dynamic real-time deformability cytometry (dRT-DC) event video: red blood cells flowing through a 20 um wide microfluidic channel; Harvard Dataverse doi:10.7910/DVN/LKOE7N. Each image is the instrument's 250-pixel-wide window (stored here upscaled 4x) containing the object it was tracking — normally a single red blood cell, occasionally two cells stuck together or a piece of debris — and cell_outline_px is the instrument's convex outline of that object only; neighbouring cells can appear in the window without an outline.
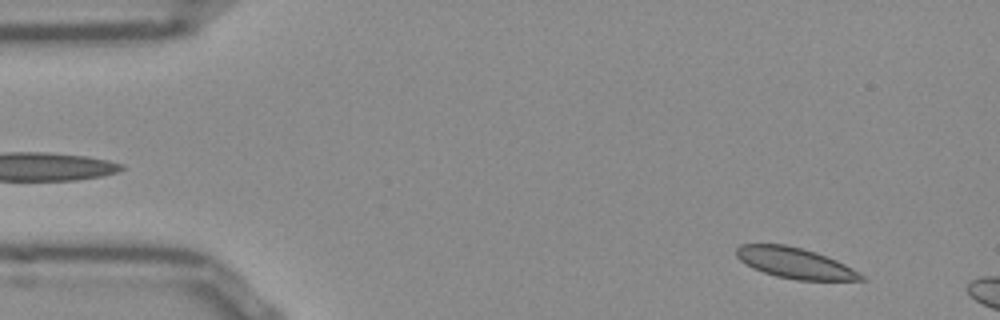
{"species": "Egyptian fruit bat (a non-hibernating species)", "species_latin": "Rousettus aegyptiacus", "temperature_condition": "room temperature", "stored_images_in_passage": 9, "camera_frame_rate_fps": 3000, "um_per_image_px": 0.085, "frame": {"image": 1, "passage_image": 4, "time_ms": 1.0, "image_size_px": [1000, 320], "cell_outline_px": [[868, 280], [796, 280], [776, 276], [752, 268], [740, 260], [736, 256], [736, 248], [740, 244], [784, 244], [816, 252], [836, 260], [852, 268], [864, 276]], "centroid_in_image_um": [67.55, 22.36], "position_along_channel_um": 17.4, "area_um2": 22.2}}